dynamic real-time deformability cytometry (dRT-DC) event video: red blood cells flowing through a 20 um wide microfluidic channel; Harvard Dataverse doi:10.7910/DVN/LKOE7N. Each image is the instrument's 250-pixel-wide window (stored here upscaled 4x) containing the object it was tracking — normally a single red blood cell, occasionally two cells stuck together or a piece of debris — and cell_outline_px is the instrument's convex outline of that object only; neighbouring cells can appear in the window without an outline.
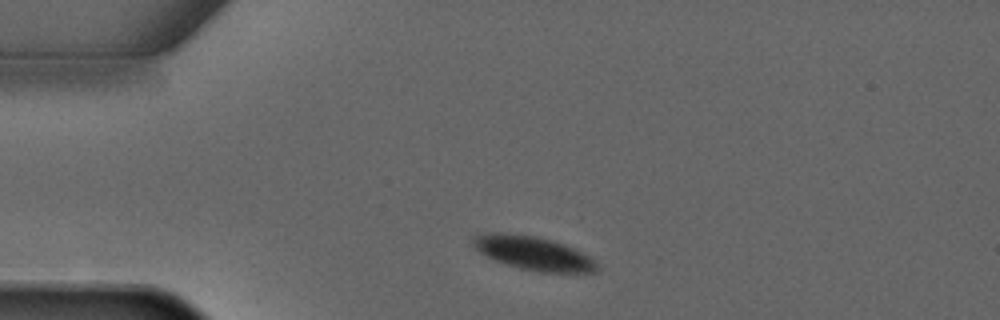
{"species": "common noctule bat (a hibernating species)", "species_latin": "Nyctalus noctula", "temperature_condition": "warm", "stored_images_in_passage": 3, "camera_frame_rate_fps": 3000, "um_per_image_px": 0.085, "animal": {"sex": "male", "forearm_length_mm": 52.5}, "frame": {"image": 1, "passage_image": 1, "time_ms": 0.0, "image_size_px": [1000, 320], "cell_outline_px": [[600, 268], [596, 272], [540, 272], [520, 268], [496, 260], [480, 252], [472, 244], [472, 236], [488, 232], [504, 232], [536, 236], [552, 240], [564, 244], [596, 260]], "centroid_in_image_um": [45.34, 21.5], "position_along_channel_um": 39.7, "area_um2": 24.22}}